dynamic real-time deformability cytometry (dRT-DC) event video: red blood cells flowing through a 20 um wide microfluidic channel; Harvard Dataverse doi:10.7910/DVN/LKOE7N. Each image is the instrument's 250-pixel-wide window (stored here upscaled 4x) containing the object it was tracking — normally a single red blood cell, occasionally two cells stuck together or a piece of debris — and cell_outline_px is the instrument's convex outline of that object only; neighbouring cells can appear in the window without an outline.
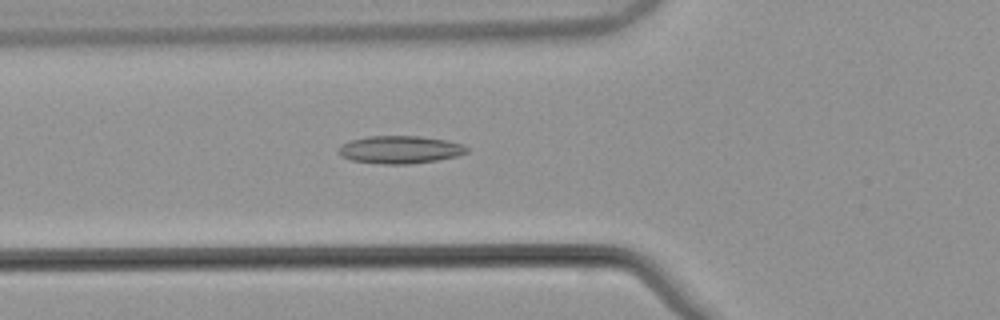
{"species": "common noctule bat (a hibernating species)", "species_latin": "Nyctalus noctula", "temperature_condition": "warm", "stored_images_in_passage": 54, "camera_frame_rate_fps": 3000, "um_per_image_px": 0.085, "animal": {"sex": "male", "body_mass_g": 21.5, "forearm_length_mm": 52.0}, "frame": {"image": 1, "passage_image": 20, "time_ms": 6.333, "image_size_px": [1000, 320], "cell_outline_px": [[468, 152], [456, 156], [436, 160], [408, 164], [384, 164], [352, 160], [340, 156], [340, 144], [352, 140], [368, 136], [420, 136], [448, 140], [464, 144], [468, 148]], "centroid_in_image_um": [34.03, 12.71], "position_along_channel_um": 91.8, "area_um2": 20.63}}
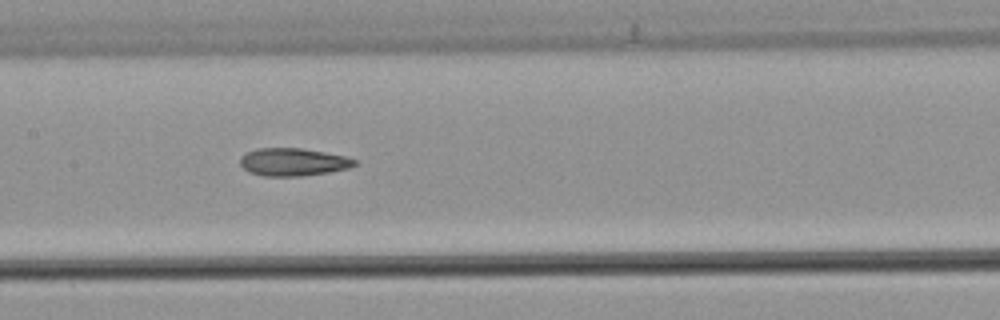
{"frame": {"image": 2, "passage_image": 27, "time_ms": 8.667, "image_size_px": [1000, 320], "cell_outline_px": [[356, 164], [348, 168], [328, 172], [300, 176], [264, 176], [248, 172], [240, 164], [240, 156], [244, 152], [256, 148], [300, 148], [324, 152], [344, 156], [356, 160]], "centroid_in_image_um": [24.85, 13.76], "position_along_channel_um": 182.6, "area_um2": 18.5}}
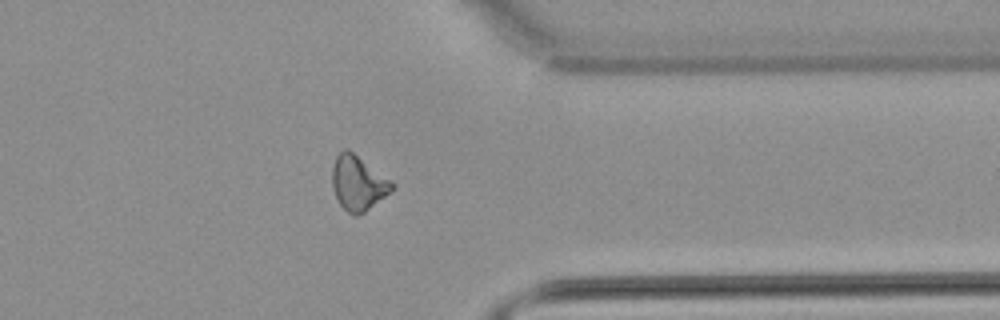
{"frame": {"image": 3, "passage_image": 43, "time_ms": 14.0, "image_size_px": [1000, 320], "cell_outline_px": [[396, 188], [364, 212], [356, 216], [352, 216], [340, 204], [332, 188], [332, 164], [336, 156], [344, 148], [348, 148], [396, 184]], "centroid_in_image_um": [30.43, 15.55], "position_along_channel_um": 381.0, "area_um2": 19.13}, "authors_computed_cell_mechanics": {"area_um2": 19.1029, "velocity_mm_per_s": 3.8693, "shape_relaxation_time_tau1_ms": null, "shape_relaxation_time_tau2_ms": 3.1658, "deformation_change_tau1": null, "deformation_change_tau2": 0.113}}